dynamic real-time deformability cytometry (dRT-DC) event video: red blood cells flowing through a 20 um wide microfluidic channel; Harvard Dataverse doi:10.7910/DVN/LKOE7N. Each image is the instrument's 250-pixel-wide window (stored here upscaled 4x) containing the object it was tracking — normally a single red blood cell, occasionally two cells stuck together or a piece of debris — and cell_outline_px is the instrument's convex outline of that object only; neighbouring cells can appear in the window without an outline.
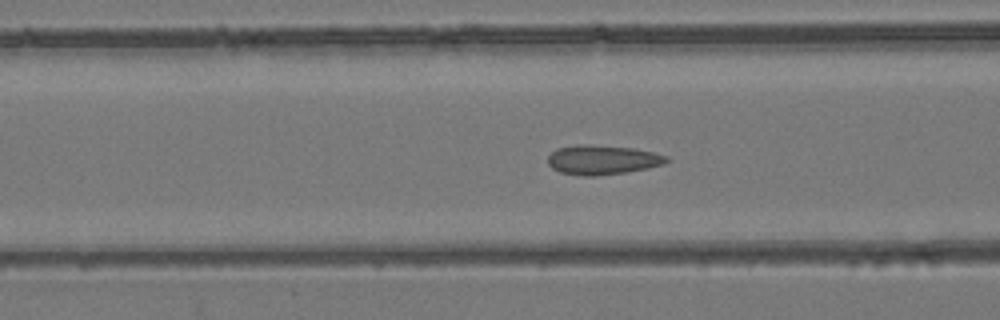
{"species": "common noctule bat (a hibernating species)", "species_latin": "Nyctalus noctula", "temperature_condition": "room temperature", "stored_images_in_passage": 55, "camera_frame_rate_fps": 3000, "um_per_image_px": 0.085, "animal": {"sex": "female", "body_mass_g": 24.6, "forearm_length_mm": 56.2}, "frame": {"image": 1, "passage_image": 22, "time_ms": 7.0, "image_size_px": [1000, 320], "cell_outline_px": [[668, 160], [664, 164], [648, 168], [624, 172], [596, 176], [580, 176], [560, 172], [552, 168], [548, 164], [548, 156], [556, 148], [632, 148], [652, 152], [668, 156]], "centroid_in_image_um": [51.24, 13.66], "position_along_channel_um": 115.4, "area_um2": 19.13}}
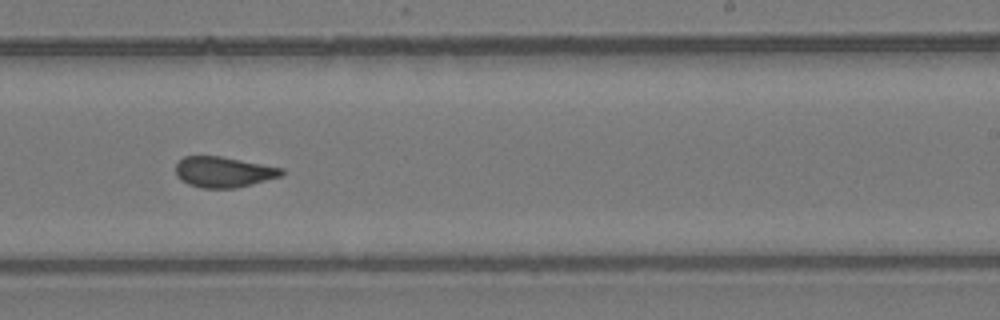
{"frame": {"image": 2, "passage_image": 34, "time_ms": 11.0, "image_size_px": [1000, 320], "cell_outline_px": [[284, 176], [236, 188], [200, 188], [188, 184], [180, 180], [176, 176], [176, 164], [184, 156], [220, 156], [284, 168]], "centroid_in_image_um": [19.01, 14.63], "position_along_channel_um": 270.0, "area_um2": 19.07}}
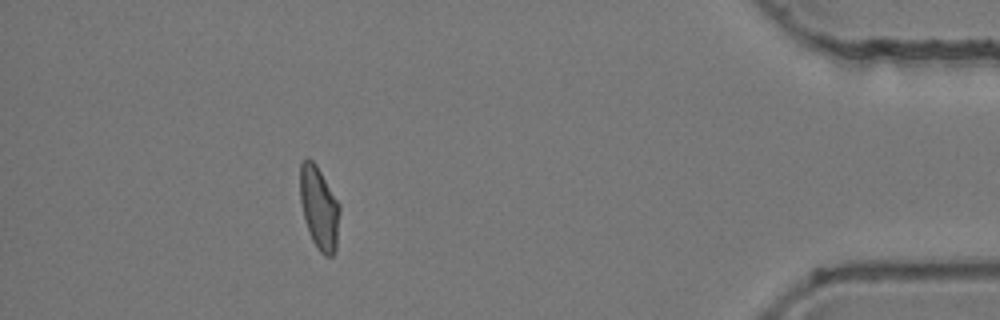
{"frame": {"image": 3, "passage_image": 49, "time_ms": 16.0, "image_size_px": [1000, 320], "cell_outline_px": [[340, 212], [336, 252], [332, 256], [324, 256], [316, 248], [312, 240], [304, 220], [300, 200], [300, 164], [308, 156], [316, 164], [340, 204]], "centroid_in_image_um": [27.13, 17.69], "position_along_channel_um": 408.1, "area_um2": 19.42}, "authors_computed_cell_mechanics": {"area_um2": 19.4786, "velocity_mm_per_s": 3.8664, "shape_relaxation_time_tau1_ms": null, "shape_relaxation_time_tau2_ms": 1.0478, "deformation_change_tau1": null, "deformation_change_tau2": 0.0791}}